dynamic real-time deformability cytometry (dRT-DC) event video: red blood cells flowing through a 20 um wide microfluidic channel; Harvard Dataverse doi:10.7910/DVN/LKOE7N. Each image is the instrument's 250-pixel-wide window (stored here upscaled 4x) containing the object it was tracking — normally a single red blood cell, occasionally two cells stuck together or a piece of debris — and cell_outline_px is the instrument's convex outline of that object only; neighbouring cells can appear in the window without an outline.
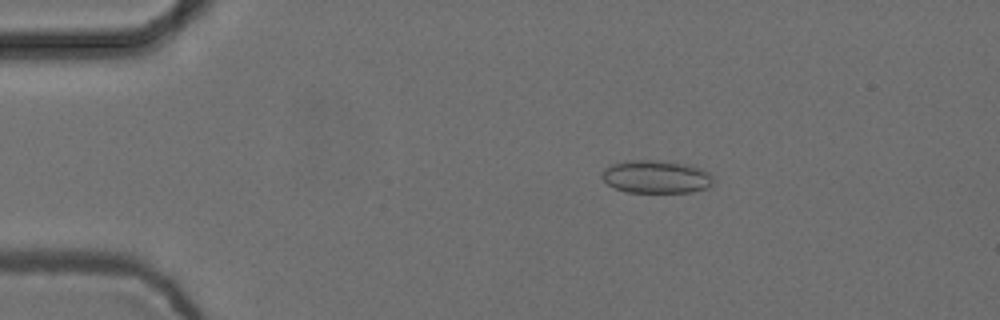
{"species": "common noctule bat (a hibernating species)", "species_latin": "Nyctalus noctula", "temperature_condition": "cold", "stored_images_in_passage": 54, "camera_frame_rate_fps": 3000, "um_per_image_px": 0.085, "animal": {"sex": "female", "body_mass_g": 24.6, "forearm_length_mm": 56.2}, "frame": {"image": 1, "passage_image": 10, "time_ms": 3.0, "image_size_px": [1000, 320], "cell_outline_px": [[712, 184], [708, 188], [692, 192], [628, 192], [616, 188], [608, 184], [600, 176], [600, 172], [604, 168], [612, 164], [624, 160], [656, 160], [692, 164], [708, 172], [712, 176]], "centroid_in_image_um": [55.76, 15.01], "position_along_channel_um": 29.2, "area_um2": 21.62}}
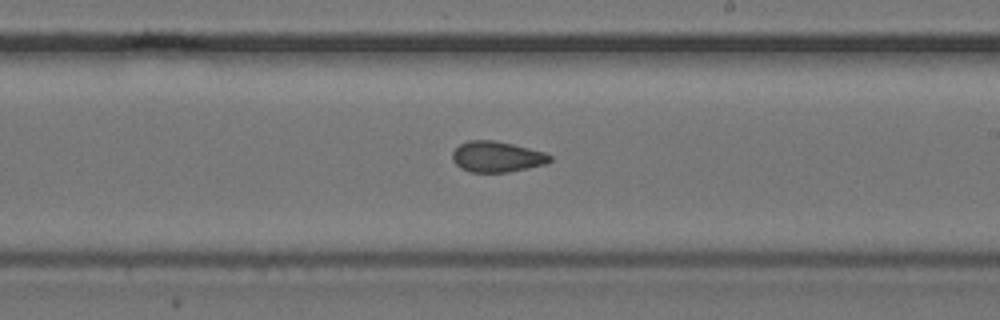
{"frame": {"image": 2, "passage_image": 32, "time_ms": 10.333, "image_size_px": [1000, 320], "cell_outline_px": [[552, 160], [548, 164], [508, 172], [472, 172], [460, 168], [452, 160], [452, 152], [460, 144], [468, 140], [492, 140], [512, 144], [544, 152], [552, 156]], "centroid_in_image_um": [42.24, 13.33], "position_along_channel_um": 246.8, "area_um2": 17.51}}
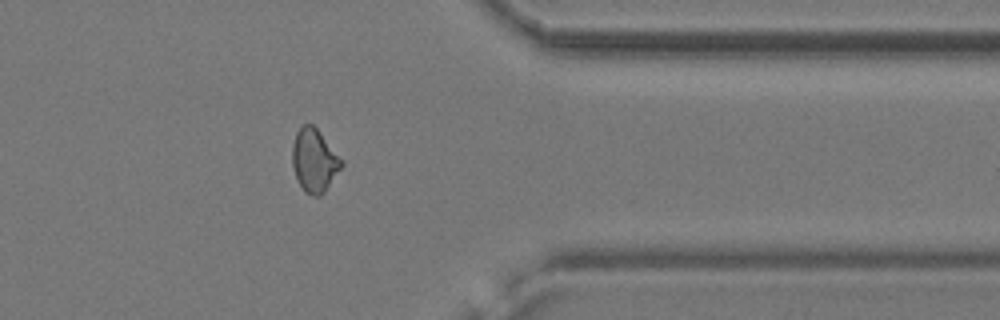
{"frame": {"image": 3, "passage_image": 44, "time_ms": 14.333, "image_size_px": [1000, 320], "cell_outline_px": [[344, 164], [324, 192], [320, 196], [312, 196], [304, 192], [296, 180], [292, 164], [292, 144], [296, 132], [304, 124], [312, 124], [316, 128], [344, 160]], "centroid_in_image_um": [26.71, 13.66], "position_along_channel_um": 384.7, "area_um2": 18.26}, "authors_computed_cell_mechanics": {"area_um2": 17.8024, "velocity_mm_per_s": 3.7586, "shape_relaxation_time_tau1_ms": null, "shape_relaxation_time_tau2_ms": 1.8221, "deformation_change_tau1": null, "deformation_change_tau2": 0.0614}}